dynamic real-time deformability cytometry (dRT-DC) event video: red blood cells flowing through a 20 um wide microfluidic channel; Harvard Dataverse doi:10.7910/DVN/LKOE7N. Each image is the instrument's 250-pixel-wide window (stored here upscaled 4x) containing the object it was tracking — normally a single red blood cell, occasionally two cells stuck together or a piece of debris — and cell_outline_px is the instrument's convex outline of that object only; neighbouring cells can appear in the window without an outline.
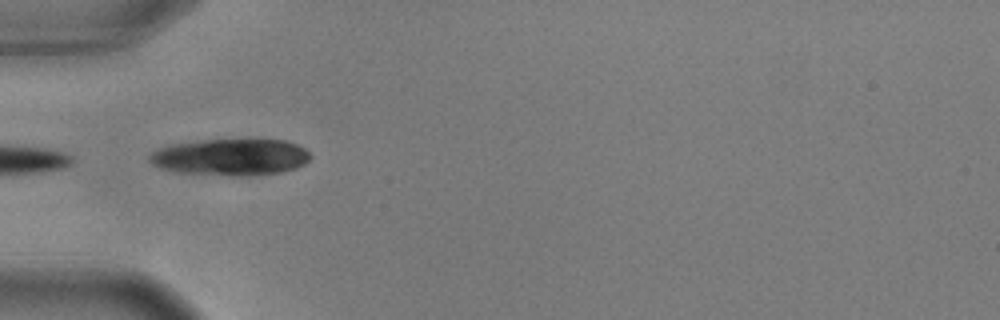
{"species": "common noctule bat (a hibernating species)", "species_latin": "Nyctalus noctula", "temperature_condition": "warm", "stored_images_in_passage": 19, "camera_frame_rate_fps": 3000, "um_per_image_px": 0.085, "animal": {"sex": "male", "body_mass_g": 17.9, "forearm_length_mm": 54.2}, "frame": {"image": 1, "passage_image": 1, "time_ms": 0.0, "image_size_px": [1000, 320], "cell_outline_px": [[312, 156], [304, 164], [296, 168], [280, 172], [252, 176], [232, 176], [180, 172], [160, 168], [152, 164], [148, 160], [148, 156], [152, 152], [168, 144], [204, 140], [284, 140], [296, 144], [304, 148]], "centroid_in_image_um": [19.59, 13.36], "position_along_channel_um": 65.4, "area_um2": 34.39}}